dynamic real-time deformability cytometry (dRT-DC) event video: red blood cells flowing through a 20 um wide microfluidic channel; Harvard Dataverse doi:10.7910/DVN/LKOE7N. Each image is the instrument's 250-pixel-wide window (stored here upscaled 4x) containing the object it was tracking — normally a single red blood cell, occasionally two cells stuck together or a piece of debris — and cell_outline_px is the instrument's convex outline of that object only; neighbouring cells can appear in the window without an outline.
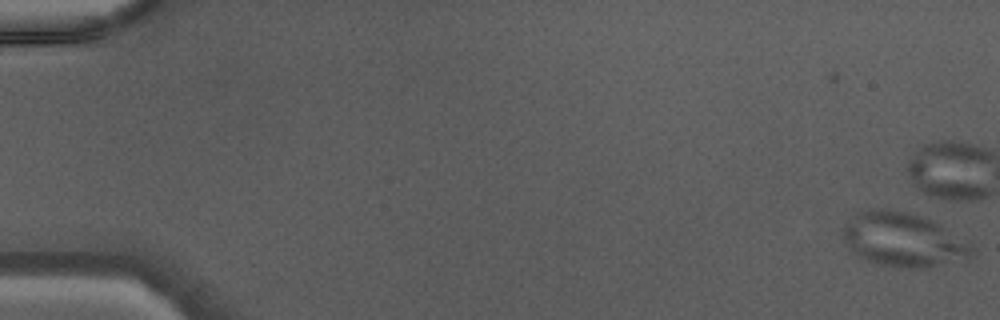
{"species": "Egyptian fruit bat (a non-hibernating species)", "species_latin": "Rousettus aegyptiacus", "temperature_condition": "warm", "stored_images_in_passage": 6, "camera_frame_rate_fps": 3000, "um_per_image_px": 0.085, "animal": {"sex": "male"}, "frame": {"image": 1, "passage_image": 1, "time_ms": 0.0, "image_size_px": [1000, 320], "cell_outline_px": [[976, 256], [968, 260], [928, 268], [908, 268], [884, 264], [868, 260], [852, 252], [844, 244], [840, 232], [840, 228], [860, 212], [880, 208], [892, 208], [912, 212], [932, 220], [976, 248]], "centroid_in_image_um": [76.8, 20.38], "position_along_channel_um": 8.2, "area_um2": 41.04}}